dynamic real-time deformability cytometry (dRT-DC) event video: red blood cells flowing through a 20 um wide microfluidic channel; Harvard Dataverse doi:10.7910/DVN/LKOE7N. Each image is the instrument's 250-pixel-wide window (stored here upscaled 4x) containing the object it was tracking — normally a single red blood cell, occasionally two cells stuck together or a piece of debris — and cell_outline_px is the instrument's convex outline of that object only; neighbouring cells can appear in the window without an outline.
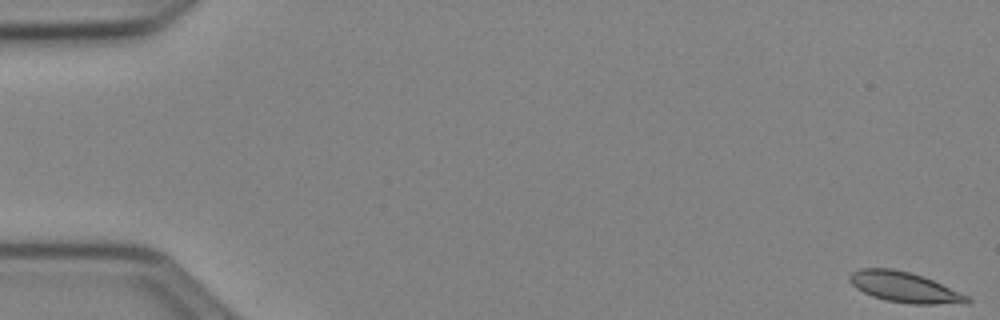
{"species": "Egyptian fruit bat (a non-hibernating species)", "species_latin": "Rousettus aegyptiacus", "temperature_condition": "cold", "stored_images_in_passage": 12, "camera_frame_rate_fps": 3000, "um_per_image_px": 0.085, "animal": {"sex": "female"}, "frame": {"image": 1, "passage_image": 1, "time_ms": 0.0, "image_size_px": [1000, 320], "cell_outline_px": [[972, 300], [968, 304], [912, 304], [884, 300], [872, 296], [856, 288], [848, 280], [848, 276], [852, 272], [860, 268], [892, 268], [908, 272], [932, 280], [968, 296]], "centroid_in_image_um": [76.87, 24.42], "position_along_channel_um": 8.1, "area_um2": 20.75}}